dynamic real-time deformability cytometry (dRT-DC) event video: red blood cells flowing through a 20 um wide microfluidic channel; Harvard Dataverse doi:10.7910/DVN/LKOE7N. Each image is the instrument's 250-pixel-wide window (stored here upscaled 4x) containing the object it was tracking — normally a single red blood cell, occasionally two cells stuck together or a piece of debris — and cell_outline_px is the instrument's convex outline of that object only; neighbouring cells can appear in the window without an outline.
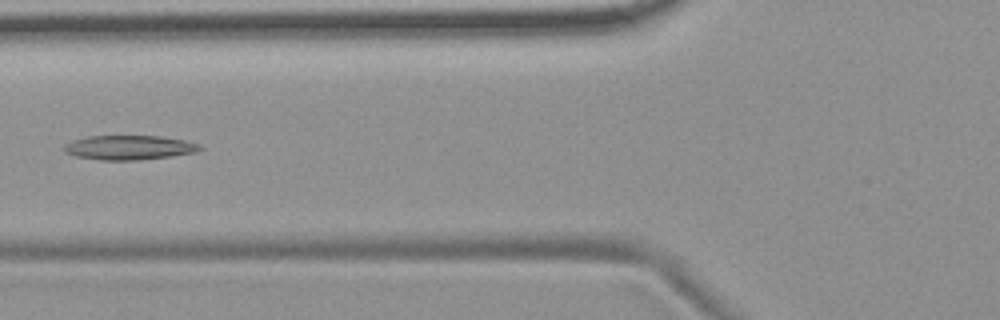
{"species": "common noctule bat (a hibernating species)", "species_latin": "Nyctalus noctula", "temperature_condition": "room temperature", "stored_images_in_passage": 4, "camera_frame_rate_fps": 3000, "um_per_image_px": 0.085, "animal": {"sex": "female", "body_mass_g": 19.9}, "frame": {"image": 1, "passage_image": 2, "time_ms": 1.333, "image_size_px": [1000, 320], "cell_outline_px": [[204, 148], [196, 152], [172, 156], [136, 160], [100, 160], [76, 156], [64, 152], [64, 144], [72, 140], [88, 136], [160, 136], [184, 140], [200, 144]], "centroid_in_image_um": [10.98, 12.54], "position_along_channel_um": 114.8, "area_um2": 19.36}}
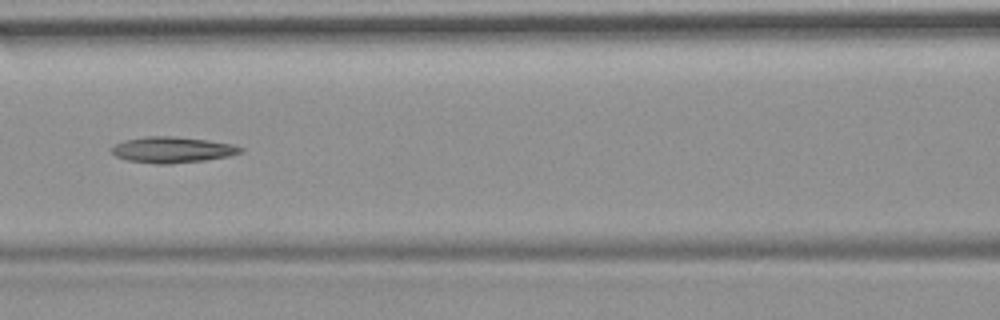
{"frame": {"image": 2, "passage_image": 3, "time_ms": 2.333, "image_size_px": [1000, 320], "cell_outline_px": [[244, 152], [228, 156], [204, 160], [168, 164], [156, 164], [128, 160], [116, 156], [112, 152], [112, 148], [116, 144], [124, 140], [144, 136], [176, 136], [208, 140], [232, 144], [244, 148]], "centroid_in_image_um": [14.67, 12.72], "position_along_channel_um": 151.9, "area_um2": 19.48}}
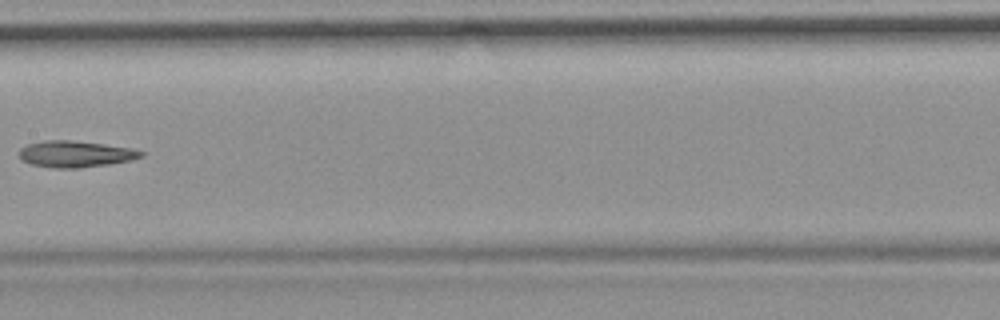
{"frame": {"image": 3, "passage_image": 4, "time_ms": 3.667, "image_size_px": [1000, 320], "cell_outline_px": [[144, 156], [128, 160], [108, 164], [80, 168], [52, 168], [32, 164], [20, 160], [20, 148], [28, 144], [44, 140], [68, 140], [104, 144], [132, 148], [144, 152]], "centroid_in_image_um": [6.39, 13.09], "position_along_channel_um": 201.0, "area_um2": 18.67}}